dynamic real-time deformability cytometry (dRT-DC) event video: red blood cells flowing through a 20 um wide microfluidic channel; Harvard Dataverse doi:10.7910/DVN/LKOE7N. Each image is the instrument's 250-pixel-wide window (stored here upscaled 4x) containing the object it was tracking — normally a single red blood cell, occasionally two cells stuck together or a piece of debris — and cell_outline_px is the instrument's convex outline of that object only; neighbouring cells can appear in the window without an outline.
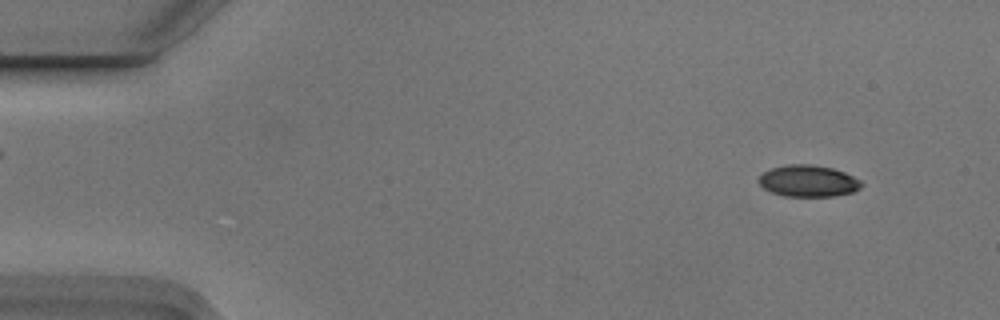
{"species": "Egyptian fruit bat (a non-hibernating species)", "species_latin": "Rousettus aegyptiacus", "temperature_condition": "cold", "stored_images_in_passage": 5, "camera_frame_rate_fps": 3000, "um_per_image_px": 0.085, "animal": {"sex": "male"}, "frame": {"image": 1, "passage_image": 2, "time_ms": 0.333, "image_size_px": [1000, 320], "cell_outline_px": [[864, 184], [860, 188], [852, 192], [832, 196], [784, 196], [772, 192], [764, 188], [756, 180], [764, 172], [772, 168], [788, 164], [812, 164], [832, 168], [844, 172], [860, 180]], "centroid_in_image_um": [68.69, 15.38], "position_along_channel_um": 16.3, "area_um2": 18.84}}
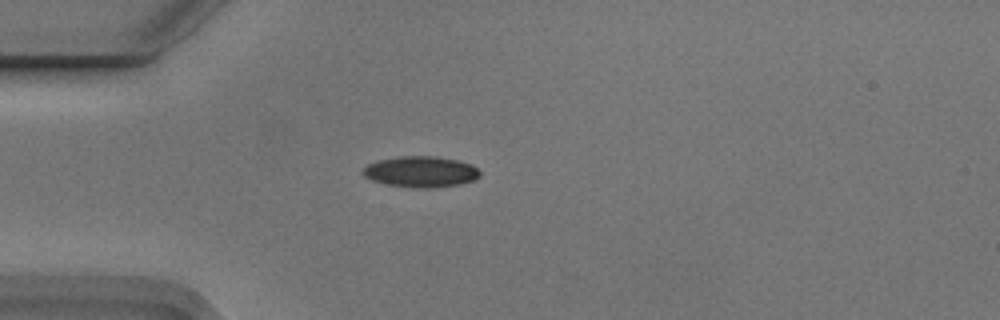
{"frame": {"image": 2, "passage_image": 5, "time_ms": 1.333, "image_size_px": [1000, 320], "cell_outline_px": [[480, 176], [476, 180], [460, 184], [428, 188], [412, 188], [388, 184], [372, 180], [364, 176], [360, 172], [368, 164], [376, 160], [400, 156], [436, 156], [456, 160], [472, 164], [480, 172]], "centroid_in_image_um": [35.76, 14.59], "position_along_channel_um": 49.2, "area_um2": 21.21}}